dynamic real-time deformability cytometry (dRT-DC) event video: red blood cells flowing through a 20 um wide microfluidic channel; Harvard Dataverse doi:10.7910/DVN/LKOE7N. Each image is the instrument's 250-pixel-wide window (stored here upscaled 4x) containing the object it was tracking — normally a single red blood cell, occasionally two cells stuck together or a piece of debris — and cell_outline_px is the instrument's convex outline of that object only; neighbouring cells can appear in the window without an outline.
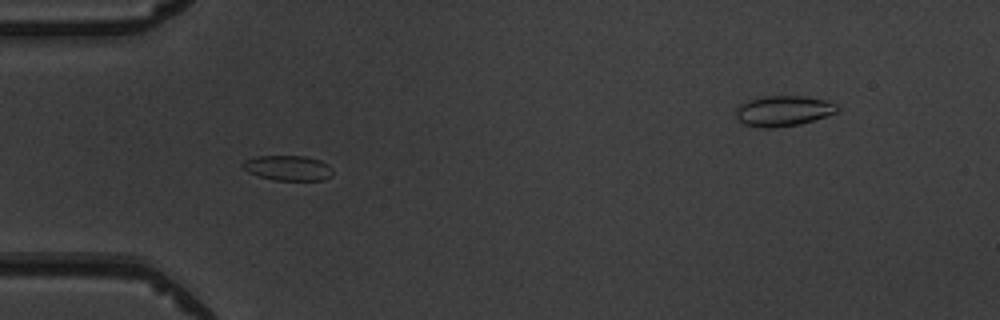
{"species": "common noctule bat (a hibernating species)", "species_latin": "Nyctalus noctula", "temperature_condition": "warm", "stored_images_in_passage": 7, "camera_frame_rate_fps": 3000, "um_per_image_px": 0.085, "animal": {"sex": "male", "body_mass_g": 19.5, "forearm_length_mm": 54.6}, "frame": {"image": 1, "passage_image": 5, "time_ms": 4.333, "image_size_px": [1000, 320], "cell_outline_px": [[332, 176], [324, 180], [276, 180], [260, 176], [248, 172], [240, 164], [244, 160], [256, 156], [304, 156], [320, 160], [328, 164], [332, 168]], "centroid_in_image_um": [24.49, 14.27], "position_along_channel_um": 60.5, "area_um2": 13.18}}
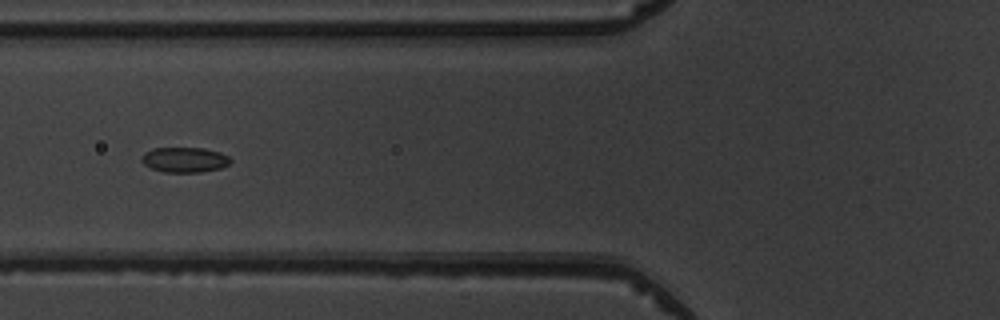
{"frame": {"image": 2, "passage_image": 6, "time_ms": 5.667, "image_size_px": [1000, 320], "cell_outline_px": [[232, 160], [228, 164], [220, 168], [200, 172], [164, 172], [152, 168], [144, 164], [140, 160], [140, 156], [144, 152], [152, 148], [204, 148], [220, 152], [228, 156]], "centroid_in_image_um": [15.66, 13.57], "position_along_channel_um": 110.1, "area_um2": 13.06}}
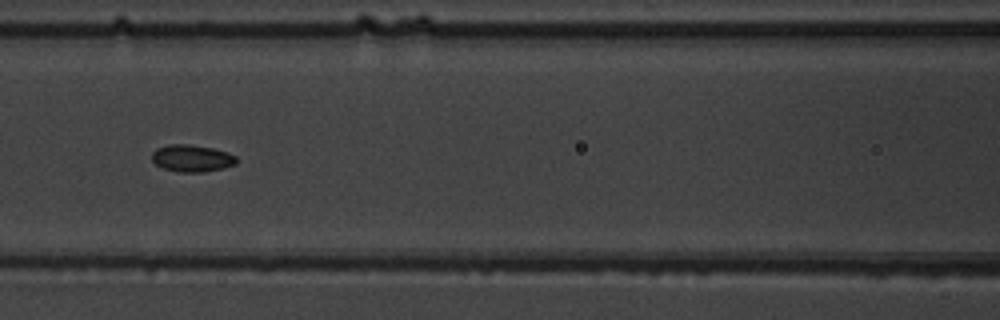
{"frame": {"image": 3, "passage_image": 7, "time_ms": 6.667, "image_size_px": [1000, 320], "cell_outline_px": [[236, 164], [224, 168], [204, 172], [176, 172], [164, 168], [156, 164], [152, 160], [152, 152], [156, 148], [168, 144], [188, 144], [212, 148], [228, 152], [236, 156]], "centroid_in_image_um": [16.31, 13.45], "position_along_channel_um": 150.3, "area_um2": 13.41}}